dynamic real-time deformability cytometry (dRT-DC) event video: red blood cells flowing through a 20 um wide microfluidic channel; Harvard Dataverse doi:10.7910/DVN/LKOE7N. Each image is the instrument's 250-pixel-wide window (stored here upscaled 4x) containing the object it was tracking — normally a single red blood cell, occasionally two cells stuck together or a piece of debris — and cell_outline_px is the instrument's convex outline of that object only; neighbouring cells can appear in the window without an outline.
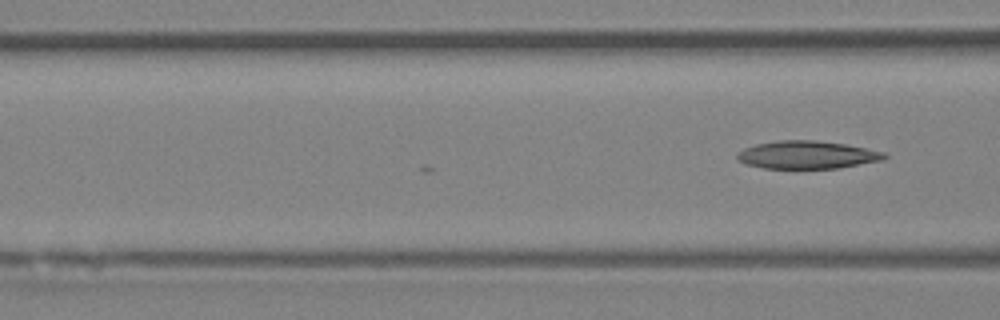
{"species": "Egyptian fruit bat (a non-hibernating species)", "species_latin": "Rousettus aegyptiacus", "temperature_condition": "room temperature", "stored_images_in_passage": 19, "camera_frame_rate_fps": 3000, "um_per_image_px": 0.085, "animal": {"sex": "female"}, "frame": {"image": 1, "passage_image": 19, "time_ms": 6.0, "image_size_px": [1000, 320], "cell_outline_px": [[888, 156], [884, 160], [840, 168], [764, 168], [744, 164], [736, 156], [736, 152], [744, 148], [756, 144], [780, 140], [812, 140], [844, 144], [888, 152]], "centroid_in_image_um": [68.64, 13.16], "position_along_channel_um": 98.0, "area_um2": 23.99}}